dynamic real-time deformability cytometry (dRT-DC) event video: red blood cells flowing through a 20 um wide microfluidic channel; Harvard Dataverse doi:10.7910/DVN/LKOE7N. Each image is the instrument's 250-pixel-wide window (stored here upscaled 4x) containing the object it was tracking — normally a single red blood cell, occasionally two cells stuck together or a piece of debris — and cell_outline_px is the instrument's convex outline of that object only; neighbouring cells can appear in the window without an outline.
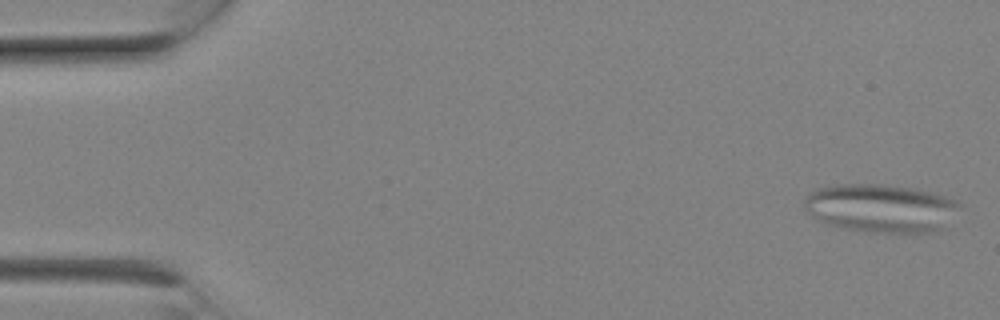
{"species": "Egyptian fruit bat (a non-hibernating species)", "species_latin": "Rousettus aegyptiacus", "temperature_condition": "room temperature", "stored_images_in_passage": 8, "camera_frame_rate_fps": 3000, "um_per_image_px": 0.085, "animal": {"sex": "female"}, "frame": {"image": 1, "passage_image": 1, "time_ms": 0.0, "image_size_px": [1000, 320], "cell_outline_px": [[964, 204], [948, 228], [936, 232], [884, 232], [844, 228], [828, 224], [804, 212], [804, 196], [808, 192], [816, 188], [836, 184], [880, 184], [916, 188], [936, 192], [960, 200]], "centroid_in_image_um": [74.97, 17.67], "position_along_channel_um": 10.0, "area_um2": 44.85}}
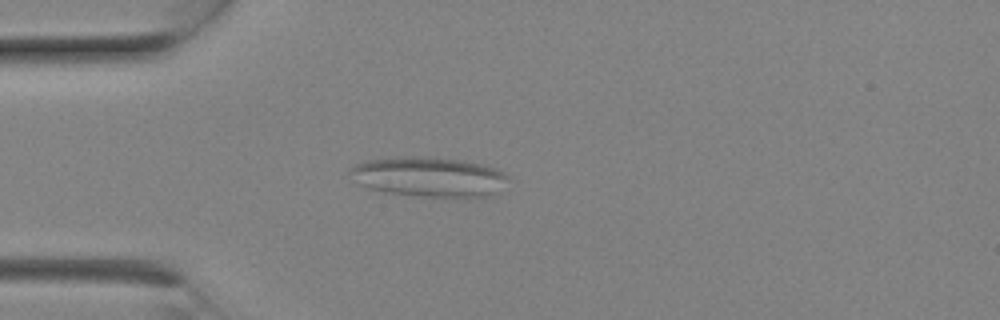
{"frame": {"image": 2, "passage_image": 6, "time_ms": 1.667, "image_size_px": [1000, 320], "cell_outline_px": [[508, 176], [496, 196], [420, 196], [384, 192], [368, 188], [360, 184], [348, 172], [352, 164], [368, 160], [400, 156], [432, 156], [464, 160], [484, 164], [496, 168], [504, 172]], "centroid_in_image_um": [36.46, 15.0], "position_along_channel_um": 48.5, "area_um2": 36.99}}